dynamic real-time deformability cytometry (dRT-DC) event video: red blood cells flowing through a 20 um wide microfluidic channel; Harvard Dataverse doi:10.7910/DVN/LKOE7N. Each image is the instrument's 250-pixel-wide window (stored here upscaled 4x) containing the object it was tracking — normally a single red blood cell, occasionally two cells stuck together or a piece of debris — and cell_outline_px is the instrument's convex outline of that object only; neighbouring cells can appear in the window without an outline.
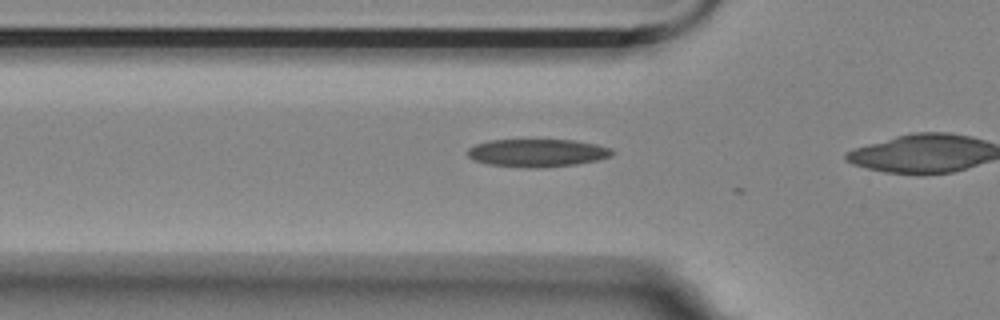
{"species": "Egyptian fruit bat (a non-hibernating species)", "species_latin": "Rousettus aegyptiacus", "temperature_condition": "room temperature", "stored_images_in_passage": 16, "camera_frame_rate_fps": 3000, "um_per_image_px": 0.085, "animal": {"sex": "female"}, "frame": {"image": 1, "passage_image": 14, "time_ms": 4.333, "image_size_px": [1000, 320], "cell_outline_px": [[616, 152], [612, 156], [600, 160], [576, 164], [540, 168], [524, 168], [488, 164], [472, 160], [468, 156], [468, 148], [476, 144], [488, 140], [576, 140], [596, 144], [612, 148]], "centroid_in_image_um": [45.7, 13.0], "position_along_channel_um": 80.1, "area_um2": 23.81}}